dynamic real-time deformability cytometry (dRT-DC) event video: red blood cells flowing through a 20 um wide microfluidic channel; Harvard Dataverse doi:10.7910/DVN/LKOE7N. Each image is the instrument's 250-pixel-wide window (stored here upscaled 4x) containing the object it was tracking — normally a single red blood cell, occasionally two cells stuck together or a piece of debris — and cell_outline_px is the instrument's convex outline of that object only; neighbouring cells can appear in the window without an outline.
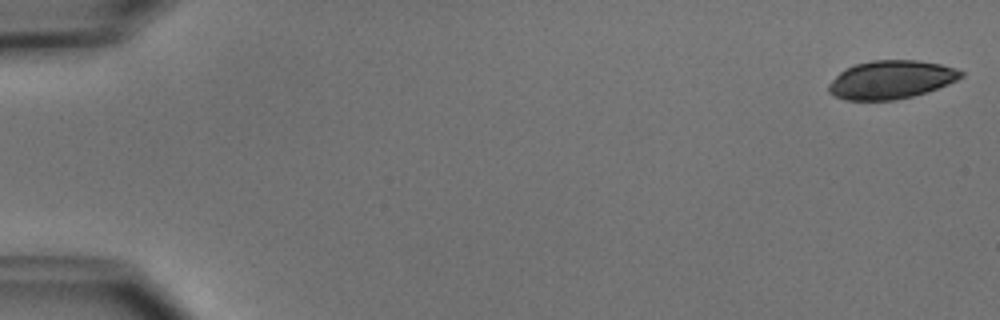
{"species": "common noctule bat (a hibernating species)", "species_latin": "Nyctalus noctula", "temperature_condition": "cold", "stored_images_in_passage": 6, "camera_frame_rate_fps": 3000, "um_per_image_px": 0.085, "animal": {"sex": "male", "body_mass_g": 15.6}, "frame": {"image": 1, "passage_image": 1, "time_ms": 0.0, "image_size_px": [1000, 320], "cell_outline_px": [[964, 76], [948, 84], [928, 92], [896, 100], [848, 100], [836, 96], [828, 92], [828, 84], [844, 68], [856, 64], [872, 60], [916, 60], [940, 64], [956, 68], [964, 72]], "centroid_in_image_um": [75.75, 6.77], "position_along_channel_um": 9.3, "area_um2": 29.59}}